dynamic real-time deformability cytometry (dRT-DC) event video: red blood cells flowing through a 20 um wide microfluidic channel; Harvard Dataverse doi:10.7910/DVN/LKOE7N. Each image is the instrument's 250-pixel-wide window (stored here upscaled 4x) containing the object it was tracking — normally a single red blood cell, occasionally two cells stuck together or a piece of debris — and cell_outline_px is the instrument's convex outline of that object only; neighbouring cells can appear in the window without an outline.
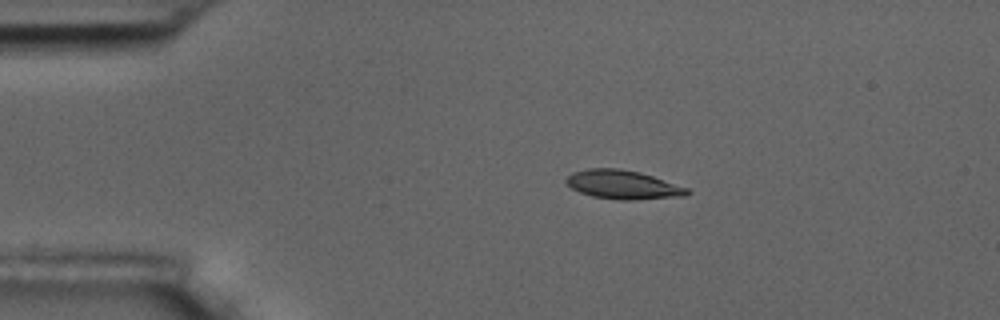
{"species": "common noctule bat (a hibernating species)", "species_latin": "Nyctalus noctula", "temperature_condition": "room temperature", "stored_images_in_passage": 7, "camera_frame_rate_fps": 3000, "um_per_image_px": 0.085, "animal": {"sex": "male", "body_mass_g": 17.5, "forearm_length_mm": 52.3}, "frame": {"image": 1, "passage_image": 3, "time_ms": 2.333, "image_size_px": [1000, 320], "cell_outline_px": [[692, 192], [684, 196], [636, 200], [620, 200], [592, 196], [580, 192], [572, 188], [564, 180], [572, 172], [588, 168], [620, 168], [640, 172], [688, 188]], "centroid_in_image_um": [52.95, 15.7], "position_along_channel_um": 32.1, "area_um2": 20.35}}
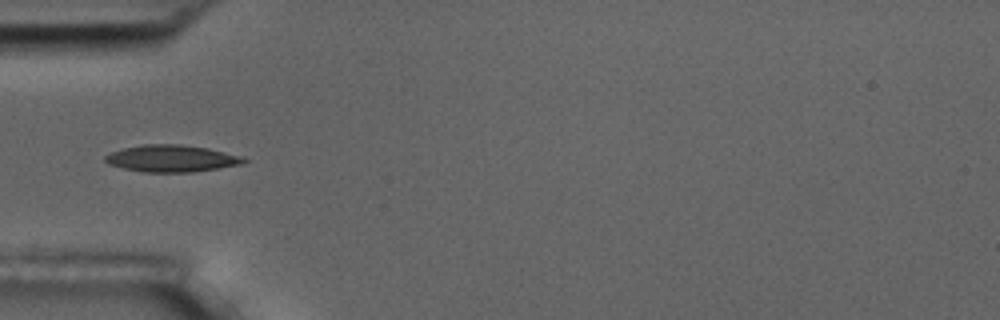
{"frame": {"image": 2, "passage_image": 5, "time_ms": 4.667, "image_size_px": [1000, 320], "cell_outline_px": [[248, 160], [240, 164], [192, 172], [144, 172], [124, 168], [108, 164], [104, 160], [104, 156], [112, 152], [124, 148], [144, 144], [180, 144], [208, 148], [240, 156]], "centroid_in_image_um": [14.54, 13.46], "position_along_channel_um": 70.5, "area_um2": 21.44}}